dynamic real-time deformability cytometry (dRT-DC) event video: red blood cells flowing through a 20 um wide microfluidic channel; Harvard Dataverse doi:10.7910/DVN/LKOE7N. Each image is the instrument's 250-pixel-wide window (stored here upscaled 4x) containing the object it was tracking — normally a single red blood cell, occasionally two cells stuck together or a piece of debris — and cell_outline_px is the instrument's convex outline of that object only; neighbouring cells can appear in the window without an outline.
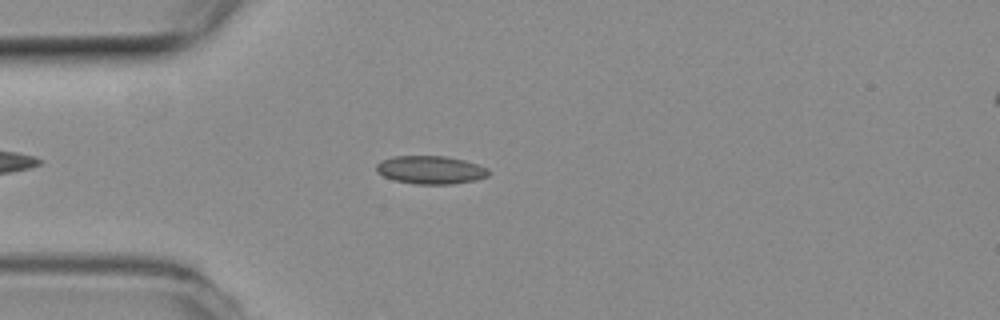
{"species": "common noctule bat (a hibernating species)", "species_latin": "Nyctalus noctula", "temperature_condition": "room temperature", "stored_images_in_passage": 48, "camera_frame_rate_fps": 3000, "um_per_image_px": 0.085, "animal": {"sex": "female", "body_mass_g": 19.3, "forearm_length_mm": 54.1}, "frame": {"image": 1, "passage_image": 9, "time_ms": 2.667, "image_size_px": [1000, 320], "cell_outline_px": [[488, 176], [476, 180], [452, 184], [416, 184], [396, 180], [384, 176], [376, 172], [376, 164], [380, 160], [392, 156], [444, 156], [464, 160], [488, 168]], "centroid_in_image_um": [36.57, 14.43], "position_along_channel_um": 48.4, "area_um2": 18.38}}
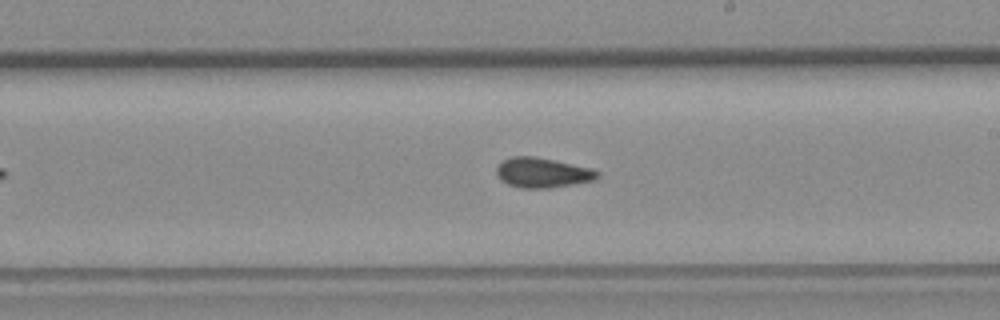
{"frame": {"image": 2, "passage_image": 25, "time_ms": 8.0, "image_size_px": [1000, 320], "cell_outline_px": [[600, 176], [596, 180], [548, 188], [520, 188], [508, 184], [500, 180], [496, 172], [496, 168], [504, 160], [512, 156], [536, 156], [592, 168], [600, 172]], "centroid_in_image_um": [46.13, 14.67], "position_along_channel_um": 242.9, "area_um2": 17.69}}
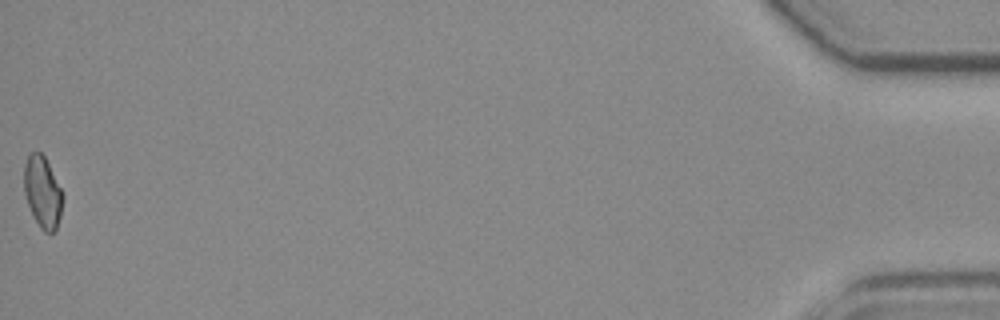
{"frame": {"image": 3, "passage_image": 48, "time_ms": 15.667, "image_size_px": [1000, 320], "cell_outline_px": [[64, 196], [60, 216], [56, 232], [44, 232], [40, 228], [28, 204], [24, 192], [24, 164], [28, 156], [32, 152], [40, 152], [44, 156]], "centroid_in_image_um": [3.62, 16.35], "position_along_channel_um": 431.6, "area_um2": 15.9}, "authors_computed_cell_mechanics": {"area_um2": 17.1666, "velocity_mm_per_s": 3.8592, "shape_relaxation_time_tau1_ms": 8.2047, "shape_relaxation_time_tau2_ms": 1.7856, "deformation_change_tau1": 0.1627, "deformation_change_tau2": 0.0749}}